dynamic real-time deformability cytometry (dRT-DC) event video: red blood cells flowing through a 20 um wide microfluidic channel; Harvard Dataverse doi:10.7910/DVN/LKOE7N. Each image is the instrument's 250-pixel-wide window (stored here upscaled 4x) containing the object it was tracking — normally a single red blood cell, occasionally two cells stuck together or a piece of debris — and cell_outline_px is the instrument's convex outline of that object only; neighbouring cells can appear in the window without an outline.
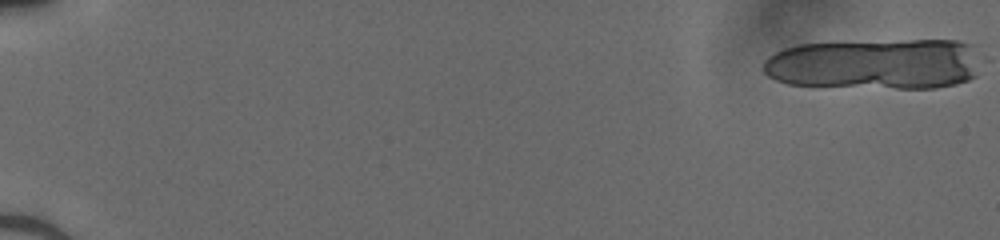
{"species": "human", "species_latin": "Homo sapiens", "temperature_condition": "cold", "stored_images_in_passage": 20, "camera_frame_rate_fps": 3000, "um_per_image_px": 0.085, "donor": {"sex": "male"}, "frame": {"image": 1, "passage_image": 1, "time_ms": 0.0, "image_size_px": [1000, 240], "cell_outline_px": [[976, 76], [968, 80], [956, 84], [936, 88], [896, 88], [788, 84], [776, 80], [768, 76], [764, 72], [764, 60], [768, 56], [784, 48], [800, 44], [908, 40], [960, 40], [968, 44]], "centroid_in_image_um": [74.28, 5.45], "position_along_channel_um": 10.7, "area_um2": 63.64}}
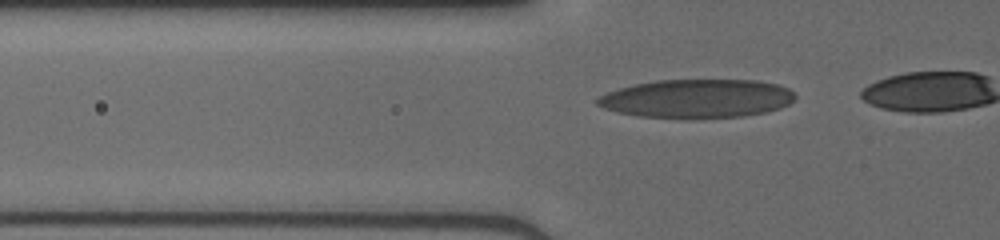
{"frame": {"image": 2, "passage_image": 17, "time_ms": 5.333, "image_size_px": [1000, 240], "cell_outline_px": [[796, 100], [780, 108], [768, 112], [744, 116], [688, 120], [640, 116], [616, 112], [604, 108], [596, 104], [596, 100], [600, 96], [608, 92], [620, 88], [636, 84], [656, 80], [756, 80], [776, 84], [788, 88], [796, 96]], "centroid_in_image_um": [59.26, 8.4], "position_along_channel_um": 66.5, "area_um2": 45.14}}